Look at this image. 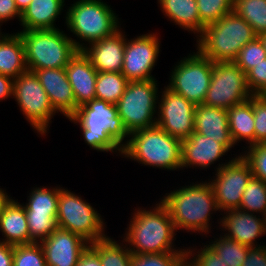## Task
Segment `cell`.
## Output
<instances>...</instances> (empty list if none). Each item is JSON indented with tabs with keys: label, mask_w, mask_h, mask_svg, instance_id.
Returning a JSON list of instances; mask_svg holds the SVG:
<instances>
[{
	"label": "cell",
	"mask_w": 266,
	"mask_h": 266,
	"mask_svg": "<svg viewBox=\"0 0 266 266\" xmlns=\"http://www.w3.org/2000/svg\"><path fill=\"white\" fill-rule=\"evenodd\" d=\"M151 208H137L132 213L123 237L132 254L186 252V249H176L173 246L177 230L166 207L159 202Z\"/></svg>",
	"instance_id": "cell-1"
},
{
	"label": "cell",
	"mask_w": 266,
	"mask_h": 266,
	"mask_svg": "<svg viewBox=\"0 0 266 266\" xmlns=\"http://www.w3.org/2000/svg\"><path fill=\"white\" fill-rule=\"evenodd\" d=\"M68 119L79 124L84 141L90 148L122 155L123 141L129 134L117 113L116 104L95 98L78 107Z\"/></svg>",
	"instance_id": "cell-2"
},
{
	"label": "cell",
	"mask_w": 266,
	"mask_h": 266,
	"mask_svg": "<svg viewBox=\"0 0 266 266\" xmlns=\"http://www.w3.org/2000/svg\"><path fill=\"white\" fill-rule=\"evenodd\" d=\"M189 185L166 193L160 202L168 210L176 230L207 235L211 230V214L220 212L213 187L206 181Z\"/></svg>",
	"instance_id": "cell-3"
},
{
	"label": "cell",
	"mask_w": 266,
	"mask_h": 266,
	"mask_svg": "<svg viewBox=\"0 0 266 266\" xmlns=\"http://www.w3.org/2000/svg\"><path fill=\"white\" fill-rule=\"evenodd\" d=\"M256 37L250 24L232 11L203 28L196 50L213 63L234 62L241 48Z\"/></svg>",
	"instance_id": "cell-4"
},
{
	"label": "cell",
	"mask_w": 266,
	"mask_h": 266,
	"mask_svg": "<svg viewBox=\"0 0 266 266\" xmlns=\"http://www.w3.org/2000/svg\"><path fill=\"white\" fill-rule=\"evenodd\" d=\"M128 138L122 148L125 158L159 169H181L182 141L158 125L135 131Z\"/></svg>",
	"instance_id": "cell-5"
},
{
	"label": "cell",
	"mask_w": 266,
	"mask_h": 266,
	"mask_svg": "<svg viewBox=\"0 0 266 266\" xmlns=\"http://www.w3.org/2000/svg\"><path fill=\"white\" fill-rule=\"evenodd\" d=\"M25 47L27 68L30 71L65 68L69 60L88 45L54 30H22L18 32Z\"/></svg>",
	"instance_id": "cell-6"
},
{
	"label": "cell",
	"mask_w": 266,
	"mask_h": 266,
	"mask_svg": "<svg viewBox=\"0 0 266 266\" xmlns=\"http://www.w3.org/2000/svg\"><path fill=\"white\" fill-rule=\"evenodd\" d=\"M65 24L75 37L89 44L119 30V18L102 0H78L66 12Z\"/></svg>",
	"instance_id": "cell-7"
},
{
	"label": "cell",
	"mask_w": 266,
	"mask_h": 266,
	"mask_svg": "<svg viewBox=\"0 0 266 266\" xmlns=\"http://www.w3.org/2000/svg\"><path fill=\"white\" fill-rule=\"evenodd\" d=\"M157 82L156 79L128 81L116 103L117 113L128 134L156 125V104L160 96Z\"/></svg>",
	"instance_id": "cell-8"
},
{
	"label": "cell",
	"mask_w": 266,
	"mask_h": 266,
	"mask_svg": "<svg viewBox=\"0 0 266 266\" xmlns=\"http://www.w3.org/2000/svg\"><path fill=\"white\" fill-rule=\"evenodd\" d=\"M104 219L79 195L60 188L57 206V227L78 234L88 243L104 239Z\"/></svg>",
	"instance_id": "cell-9"
},
{
	"label": "cell",
	"mask_w": 266,
	"mask_h": 266,
	"mask_svg": "<svg viewBox=\"0 0 266 266\" xmlns=\"http://www.w3.org/2000/svg\"><path fill=\"white\" fill-rule=\"evenodd\" d=\"M26 120L39 135H46L57 113L34 71L27 70L13 81V96Z\"/></svg>",
	"instance_id": "cell-10"
},
{
	"label": "cell",
	"mask_w": 266,
	"mask_h": 266,
	"mask_svg": "<svg viewBox=\"0 0 266 266\" xmlns=\"http://www.w3.org/2000/svg\"><path fill=\"white\" fill-rule=\"evenodd\" d=\"M171 71L167 88L195 106L203 104L212 77V61L196 51L182 58Z\"/></svg>",
	"instance_id": "cell-11"
},
{
	"label": "cell",
	"mask_w": 266,
	"mask_h": 266,
	"mask_svg": "<svg viewBox=\"0 0 266 266\" xmlns=\"http://www.w3.org/2000/svg\"><path fill=\"white\" fill-rule=\"evenodd\" d=\"M252 96L240 67L234 62H212V77L203 104L227 110Z\"/></svg>",
	"instance_id": "cell-12"
},
{
	"label": "cell",
	"mask_w": 266,
	"mask_h": 266,
	"mask_svg": "<svg viewBox=\"0 0 266 266\" xmlns=\"http://www.w3.org/2000/svg\"><path fill=\"white\" fill-rule=\"evenodd\" d=\"M215 168L214 180L209 179V182L214 190L217 207L222 212L239 209L242 194L253 176L248 163L239 155L226 163H219Z\"/></svg>",
	"instance_id": "cell-13"
},
{
	"label": "cell",
	"mask_w": 266,
	"mask_h": 266,
	"mask_svg": "<svg viewBox=\"0 0 266 266\" xmlns=\"http://www.w3.org/2000/svg\"><path fill=\"white\" fill-rule=\"evenodd\" d=\"M158 100L156 125L181 141L194 132L195 105L166 86Z\"/></svg>",
	"instance_id": "cell-14"
},
{
	"label": "cell",
	"mask_w": 266,
	"mask_h": 266,
	"mask_svg": "<svg viewBox=\"0 0 266 266\" xmlns=\"http://www.w3.org/2000/svg\"><path fill=\"white\" fill-rule=\"evenodd\" d=\"M156 34H143L131 40L126 38L121 73L128 81L155 79L151 73L160 53V40Z\"/></svg>",
	"instance_id": "cell-15"
},
{
	"label": "cell",
	"mask_w": 266,
	"mask_h": 266,
	"mask_svg": "<svg viewBox=\"0 0 266 266\" xmlns=\"http://www.w3.org/2000/svg\"><path fill=\"white\" fill-rule=\"evenodd\" d=\"M39 243L47 266H76L79 256L90 244L78 234L59 227Z\"/></svg>",
	"instance_id": "cell-16"
},
{
	"label": "cell",
	"mask_w": 266,
	"mask_h": 266,
	"mask_svg": "<svg viewBox=\"0 0 266 266\" xmlns=\"http://www.w3.org/2000/svg\"><path fill=\"white\" fill-rule=\"evenodd\" d=\"M220 218V226L226 231L223 236L248 247H259L256 239L266 235V218L239 209L227 210ZM262 217V218H260Z\"/></svg>",
	"instance_id": "cell-17"
},
{
	"label": "cell",
	"mask_w": 266,
	"mask_h": 266,
	"mask_svg": "<svg viewBox=\"0 0 266 266\" xmlns=\"http://www.w3.org/2000/svg\"><path fill=\"white\" fill-rule=\"evenodd\" d=\"M49 100L57 113L67 119L76 111L75 97L69 83L65 68H48L34 70Z\"/></svg>",
	"instance_id": "cell-18"
},
{
	"label": "cell",
	"mask_w": 266,
	"mask_h": 266,
	"mask_svg": "<svg viewBox=\"0 0 266 266\" xmlns=\"http://www.w3.org/2000/svg\"><path fill=\"white\" fill-rule=\"evenodd\" d=\"M88 45L82 51L98 72L121 73L126 45V35L121 27L113 35Z\"/></svg>",
	"instance_id": "cell-19"
},
{
	"label": "cell",
	"mask_w": 266,
	"mask_h": 266,
	"mask_svg": "<svg viewBox=\"0 0 266 266\" xmlns=\"http://www.w3.org/2000/svg\"><path fill=\"white\" fill-rule=\"evenodd\" d=\"M228 151L223 144L193 132L190 137L182 140L181 168L193 169L195 166L207 169Z\"/></svg>",
	"instance_id": "cell-20"
},
{
	"label": "cell",
	"mask_w": 266,
	"mask_h": 266,
	"mask_svg": "<svg viewBox=\"0 0 266 266\" xmlns=\"http://www.w3.org/2000/svg\"><path fill=\"white\" fill-rule=\"evenodd\" d=\"M65 70L77 107L96 98L95 88L98 71L92 66L90 59L83 51H77L69 60Z\"/></svg>",
	"instance_id": "cell-21"
},
{
	"label": "cell",
	"mask_w": 266,
	"mask_h": 266,
	"mask_svg": "<svg viewBox=\"0 0 266 266\" xmlns=\"http://www.w3.org/2000/svg\"><path fill=\"white\" fill-rule=\"evenodd\" d=\"M194 132L223 144L229 151L235 144L229 132L227 110L200 104L195 107Z\"/></svg>",
	"instance_id": "cell-22"
},
{
	"label": "cell",
	"mask_w": 266,
	"mask_h": 266,
	"mask_svg": "<svg viewBox=\"0 0 266 266\" xmlns=\"http://www.w3.org/2000/svg\"><path fill=\"white\" fill-rule=\"evenodd\" d=\"M0 231L4 237L0 242L10 245L30 244L29 228L23 204L13 198L0 216Z\"/></svg>",
	"instance_id": "cell-23"
},
{
	"label": "cell",
	"mask_w": 266,
	"mask_h": 266,
	"mask_svg": "<svg viewBox=\"0 0 266 266\" xmlns=\"http://www.w3.org/2000/svg\"><path fill=\"white\" fill-rule=\"evenodd\" d=\"M65 0H32L21 13L23 30H54L55 21L61 15Z\"/></svg>",
	"instance_id": "cell-24"
},
{
	"label": "cell",
	"mask_w": 266,
	"mask_h": 266,
	"mask_svg": "<svg viewBox=\"0 0 266 266\" xmlns=\"http://www.w3.org/2000/svg\"><path fill=\"white\" fill-rule=\"evenodd\" d=\"M25 47L18 32L0 33V74L13 79L27 71Z\"/></svg>",
	"instance_id": "cell-25"
},
{
	"label": "cell",
	"mask_w": 266,
	"mask_h": 266,
	"mask_svg": "<svg viewBox=\"0 0 266 266\" xmlns=\"http://www.w3.org/2000/svg\"><path fill=\"white\" fill-rule=\"evenodd\" d=\"M161 11L175 25L199 36L205 25L201 22L196 0H158Z\"/></svg>",
	"instance_id": "cell-26"
},
{
	"label": "cell",
	"mask_w": 266,
	"mask_h": 266,
	"mask_svg": "<svg viewBox=\"0 0 266 266\" xmlns=\"http://www.w3.org/2000/svg\"><path fill=\"white\" fill-rule=\"evenodd\" d=\"M229 132L234 144L246 140L248 145L255 144V122L253 115V96L238 105L227 109Z\"/></svg>",
	"instance_id": "cell-27"
},
{
	"label": "cell",
	"mask_w": 266,
	"mask_h": 266,
	"mask_svg": "<svg viewBox=\"0 0 266 266\" xmlns=\"http://www.w3.org/2000/svg\"><path fill=\"white\" fill-rule=\"evenodd\" d=\"M124 243L122 241L119 244L107 236L90 243L89 246L99 255L102 266H131L132 252Z\"/></svg>",
	"instance_id": "cell-28"
},
{
	"label": "cell",
	"mask_w": 266,
	"mask_h": 266,
	"mask_svg": "<svg viewBox=\"0 0 266 266\" xmlns=\"http://www.w3.org/2000/svg\"><path fill=\"white\" fill-rule=\"evenodd\" d=\"M61 187H34L25 203V213L57 215L58 197Z\"/></svg>",
	"instance_id": "cell-29"
},
{
	"label": "cell",
	"mask_w": 266,
	"mask_h": 266,
	"mask_svg": "<svg viewBox=\"0 0 266 266\" xmlns=\"http://www.w3.org/2000/svg\"><path fill=\"white\" fill-rule=\"evenodd\" d=\"M128 84L127 78L119 72H98L96 78V99L116 104Z\"/></svg>",
	"instance_id": "cell-30"
},
{
	"label": "cell",
	"mask_w": 266,
	"mask_h": 266,
	"mask_svg": "<svg viewBox=\"0 0 266 266\" xmlns=\"http://www.w3.org/2000/svg\"><path fill=\"white\" fill-rule=\"evenodd\" d=\"M233 11L250 24L257 36L266 33V0H233Z\"/></svg>",
	"instance_id": "cell-31"
},
{
	"label": "cell",
	"mask_w": 266,
	"mask_h": 266,
	"mask_svg": "<svg viewBox=\"0 0 266 266\" xmlns=\"http://www.w3.org/2000/svg\"><path fill=\"white\" fill-rule=\"evenodd\" d=\"M239 210L259 213L266 218V183L264 181L251 177L242 194Z\"/></svg>",
	"instance_id": "cell-32"
},
{
	"label": "cell",
	"mask_w": 266,
	"mask_h": 266,
	"mask_svg": "<svg viewBox=\"0 0 266 266\" xmlns=\"http://www.w3.org/2000/svg\"><path fill=\"white\" fill-rule=\"evenodd\" d=\"M219 237L217 239L215 238V241H211L207 245L217 256L222 257V260L229 266H242L250 247L242 245L221 234Z\"/></svg>",
	"instance_id": "cell-33"
},
{
	"label": "cell",
	"mask_w": 266,
	"mask_h": 266,
	"mask_svg": "<svg viewBox=\"0 0 266 266\" xmlns=\"http://www.w3.org/2000/svg\"><path fill=\"white\" fill-rule=\"evenodd\" d=\"M30 243H39L49 237L57 228V215L26 213Z\"/></svg>",
	"instance_id": "cell-34"
},
{
	"label": "cell",
	"mask_w": 266,
	"mask_h": 266,
	"mask_svg": "<svg viewBox=\"0 0 266 266\" xmlns=\"http://www.w3.org/2000/svg\"><path fill=\"white\" fill-rule=\"evenodd\" d=\"M199 18L207 26L233 11V0H196Z\"/></svg>",
	"instance_id": "cell-35"
},
{
	"label": "cell",
	"mask_w": 266,
	"mask_h": 266,
	"mask_svg": "<svg viewBox=\"0 0 266 266\" xmlns=\"http://www.w3.org/2000/svg\"><path fill=\"white\" fill-rule=\"evenodd\" d=\"M13 266H47L40 243L13 246Z\"/></svg>",
	"instance_id": "cell-36"
},
{
	"label": "cell",
	"mask_w": 266,
	"mask_h": 266,
	"mask_svg": "<svg viewBox=\"0 0 266 266\" xmlns=\"http://www.w3.org/2000/svg\"><path fill=\"white\" fill-rule=\"evenodd\" d=\"M266 59V52L258 37L245 44L238 53L234 63L240 67L246 74L250 69L255 67Z\"/></svg>",
	"instance_id": "cell-37"
},
{
	"label": "cell",
	"mask_w": 266,
	"mask_h": 266,
	"mask_svg": "<svg viewBox=\"0 0 266 266\" xmlns=\"http://www.w3.org/2000/svg\"><path fill=\"white\" fill-rule=\"evenodd\" d=\"M185 257L186 252L132 254L131 266H177Z\"/></svg>",
	"instance_id": "cell-38"
},
{
	"label": "cell",
	"mask_w": 266,
	"mask_h": 266,
	"mask_svg": "<svg viewBox=\"0 0 266 266\" xmlns=\"http://www.w3.org/2000/svg\"><path fill=\"white\" fill-rule=\"evenodd\" d=\"M245 153L240 154L248 163L252 175L266 183V143H257L246 146Z\"/></svg>",
	"instance_id": "cell-39"
},
{
	"label": "cell",
	"mask_w": 266,
	"mask_h": 266,
	"mask_svg": "<svg viewBox=\"0 0 266 266\" xmlns=\"http://www.w3.org/2000/svg\"><path fill=\"white\" fill-rule=\"evenodd\" d=\"M186 258L191 262L192 266H229L207 244L201 249L186 247Z\"/></svg>",
	"instance_id": "cell-40"
},
{
	"label": "cell",
	"mask_w": 266,
	"mask_h": 266,
	"mask_svg": "<svg viewBox=\"0 0 266 266\" xmlns=\"http://www.w3.org/2000/svg\"><path fill=\"white\" fill-rule=\"evenodd\" d=\"M255 144L266 143V95H253Z\"/></svg>",
	"instance_id": "cell-41"
},
{
	"label": "cell",
	"mask_w": 266,
	"mask_h": 266,
	"mask_svg": "<svg viewBox=\"0 0 266 266\" xmlns=\"http://www.w3.org/2000/svg\"><path fill=\"white\" fill-rule=\"evenodd\" d=\"M246 80L253 95H266V59L246 73Z\"/></svg>",
	"instance_id": "cell-42"
},
{
	"label": "cell",
	"mask_w": 266,
	"mask_h": 266,
	"mask_svg": "<svg viewBox=\"0 0 266 266\" xmlns=\"http://www.w3.org/2000/svg\"><path fill=\"white\" fill-rule=\"evenodd\" d=\"M242 266H266V246L249 248Z\"/></svg>",
	"instance_id": "cell-43"
},
{
	"label": "cell",
	"mask_w": 266,
	"mask_h": 266,
	"mask_svg": "<svg viewBox=\"0 0 266 266\" xmlns=\"http://www.w3.org/2000/svg\"><path fill=\"white\" fill-rule=\"evenodd\" d=\"M15 17L18 20H21V13L16 7L14 0H0V31L1 23L9 21V19H14Z\"/></svg>",
	"instance_id": "cell-44"
},
{
	"label": "cell",
	"mask_w": 266,
	"mask_h": 266,
	"mask_svg": "<svg viewBox=\"0 0 266 266\" xmlns=\"http://www.w3.org/2000/svg\"><path fill=\"white\" fill-rule=\"evenodd\" d=\"M76 266H102L99 255L88 246L79 256Z\"/></svg>",
	"instance_id": "cell-45"
},
{
	"label": "cell",
	"mask_w": 266,
	"mask_h": 266,
	"mask_svg": "<svg viewBox=\"0 0 266 266\" xmlns=\"http://www.w3.org/2000/svg\"><path fill=\"white\" fill-rule=\"evenodd\" d=\"M14 79L0 74V101L13 96Z\"/></svg>",
	"instance_id": "cell-46"
},
{
	"label": "cell",
	"mask_w": 266,
	"mask_h": 266,
	"mask_svg": "<svg viewBox=\"0 0 266 266\" xmlns=\"http://www.w3.org/2000/svg\"><path fill=\"white\" fill-rule=\"evenodd\" d=\"M0 266H13V245L0 242Z\"/></svg>",
	"instance_id": "cell-47"
},
{
	"label": "cell",
	"mask_w": 266,
	"mask_h": 266,
	"mask_svg": "<svg viewBox=\"0 0 266 266\" xmlns=\"http://www.w3.org/2000/svg\"><path fill=\"white\" fill-rule=\"evenodd\" d=\"M11 199L12 198L10 197V195L8 196L7 192L3 190L2 188H0V216L5 206L9 203Z\"/></svg>",
	"instance_id": "cell-48"
},
{
	"label": "cell",
	"mask_w": 266,
	"mask_h": 266,
	"mask_svg": "<svg viewBox=\"0 0 266 266\" xmlns=\"http://www.w3.org/2000/svg\"><path fill=\"white\" fill-rule=\"evenodd\" d=\"M16 7L19 12L22 13L29 5L32 0H14Z\"/></svg>",
	"instance_id": "cell-49"
},
{
	"label": "cell",
	"mask_w": 266,
	"mask_h": 266,
	"mask_svg": "<svg viewBox=\"0 0 266 266\" xmlns=\"http://www.w3.org/2000/svg\"><path fill=\"white\" fill-rule=\"evenodd\" d=\"M257 37L260 39V41H261V43L263 45V48H264V50L266 52V33H264L262 35H259Z\"/></svg>",
	"instance_id": "cell-50"
},
{
	"label": "cell",
	"mask_w": 266,
	"mask_h": 266,
	"mask_svg": "<svg viewBox=\"0 0 266 266\" xmlns=\"http://www.w3.org/2000/svg\"><path fill=\"white\" fill-rule=\"evenodd\" d=\"M177 266H192L191 262L185 257Z\"/></svg>",
	"instance_id": "cell-51"
}]
</instances>
